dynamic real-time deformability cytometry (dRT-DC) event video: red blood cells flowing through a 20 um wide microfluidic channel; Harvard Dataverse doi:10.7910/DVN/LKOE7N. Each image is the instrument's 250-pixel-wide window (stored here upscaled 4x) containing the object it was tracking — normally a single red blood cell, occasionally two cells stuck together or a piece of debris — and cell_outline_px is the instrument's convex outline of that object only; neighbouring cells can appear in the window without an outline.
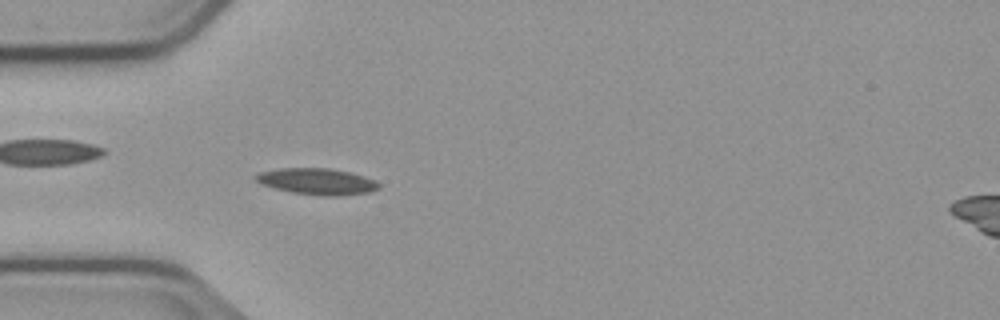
{"species": "common noctule bat (a hibernating species)", "species_latin": "Nyctalus noctula", "temperature_condition": "cold", "stored_images_in_passage": 54, "camera_frame_rate_fps": 3000, "um_per_image_px": 0.085, "animal": {"sex": "male", "body_mass_g": 23.1, "forearm_length_mm": 52.7}, "frame": {"image": 1, "passage_image": 16, "time_ms": 5.0, "image_size_px": [1000, 320], "cell_outline_px": [[380, 188], [372, 192], [340, 196], [324, 196], [292, 192], [260, 184], [252, 176], [260, 172], [280, 168], [328, 168], [348, 172], [364, 176], [376, 180], [380, 184]], "centroid_in_image_um": [26.98, 15.43], "position_along_channel_um": 58.0, "area_um2": 18.96}}
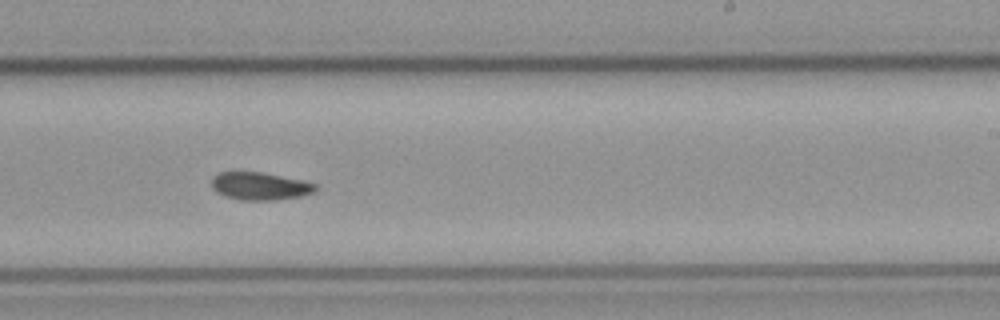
{"frame": {"image": 2, "passage_image": 33, "time_ms": 10.667, "image_size_px": [1000, 320], "cell_outline_px": [[316, 188], [312, 192], [304, 196], [276, 200], [240, 200], [216, 192], [212, 188], [212, 176], [220, 172], [260, 172], [300, 180], [316, 184]], "centroid_in_image_um": [22.07, 15.83], "position_along_channel_um": 266.9, "area_um2": 16.59}}
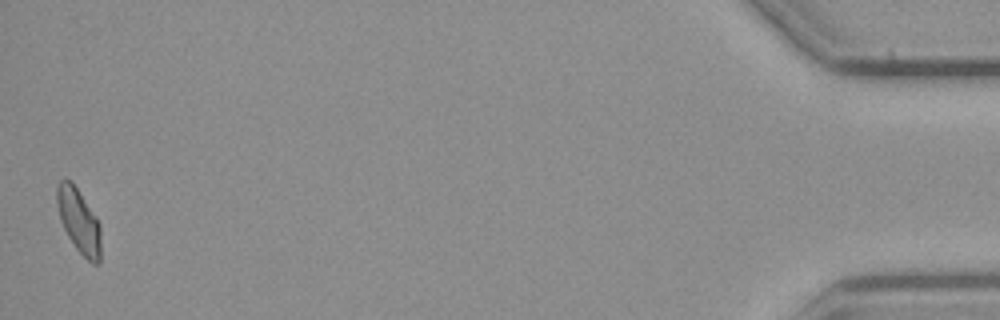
{"frame": {"image": 3, "passage_image": 54, "time_ms": 17.667, "image_size_px": [1000, 320], "cell_outline_px": [[100, 264], [92, 264], [76, 248], [68, 236], [60, 220], [56, 200], [56, 184], [64, 176], [72, 180], [96, 220], [100, 228]], "centroid_in_image_um": [6.66, 18.74], "position_along_channel_um": 428.5, "area_um2": 16.24}, "authors_computed_cell_mechanics": {"area_um2": 16.7909, "velocity_mm_per_s": 3.7357, "shape_relaxation_time_tau1_ms": 6.8018, "shape_relaxation_time_tau2_ms": null, "deformation_change_tau1": 0.1385, "deformation_change_tau2": null}}